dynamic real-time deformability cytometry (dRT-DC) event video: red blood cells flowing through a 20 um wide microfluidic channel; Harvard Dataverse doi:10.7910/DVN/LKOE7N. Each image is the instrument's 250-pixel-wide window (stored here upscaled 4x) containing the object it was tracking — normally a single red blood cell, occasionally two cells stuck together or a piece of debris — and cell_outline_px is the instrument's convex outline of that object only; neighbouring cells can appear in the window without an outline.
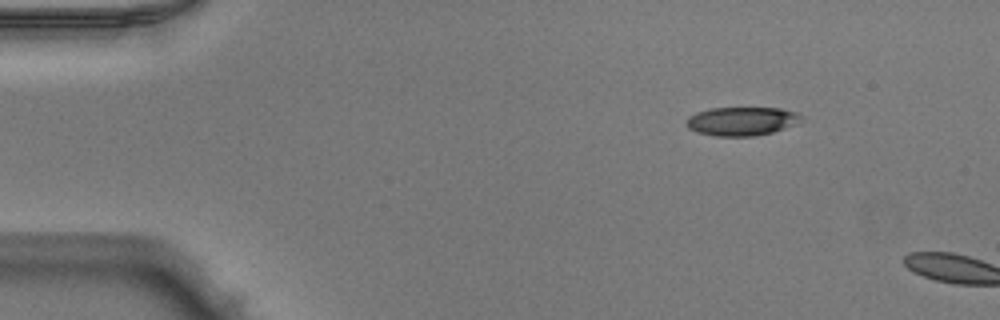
{"species": "Egyptian fruit bat (a non-hibernating species)", "species_latin": "Rousettus aegyptiacus", "temperature_condition": "warm", "stored_images_in_passage": 6, "camera_frame_rate_fps": 3000, "um_per_image_px": 0.085, "animal": {"sex": "male"}, "frame": {"image": 1, "passage_image": 1, "time_ms": 0.0, "image_size_px": [1000, 320], "cell_outline_px": [[804, 120], [784, 128], [772, 132], [752, 136], [716, 136], [696, 132], [688, 128], [684, 120], [688, 116], [696, 112], [712, 108], [780, 108], [796, 112], [804, 116]], "centroid_in_image_um": [63.03, 10.3], "position_along_channel_um": 22.0, "area_um2": 19.31}}